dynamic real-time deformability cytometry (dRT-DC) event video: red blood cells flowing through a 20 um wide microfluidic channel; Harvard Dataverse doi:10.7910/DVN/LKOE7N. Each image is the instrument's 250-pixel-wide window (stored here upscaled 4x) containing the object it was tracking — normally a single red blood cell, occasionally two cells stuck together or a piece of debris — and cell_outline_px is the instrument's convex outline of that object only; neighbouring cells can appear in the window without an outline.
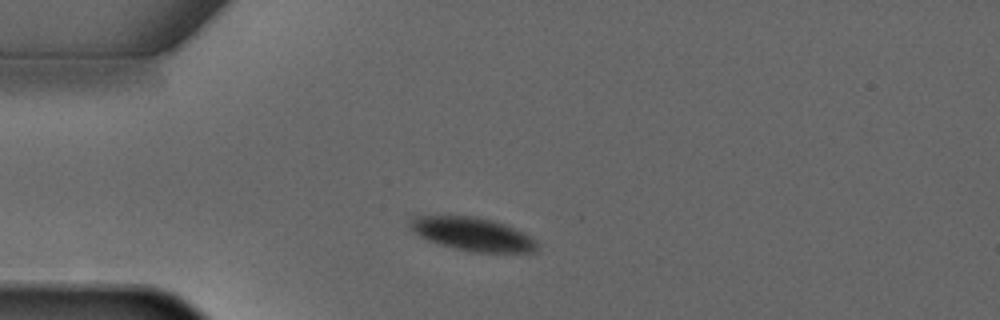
{"species": "common noctule bat (a hibernating species)", "species_latin": "Nyctalus noctula", "temperature_condition": "warm", "stored_images_in_passage": 2, "camera_frame_rate_fps": 3000, "um_per_image_px": 0.085, "animal": {"sex": "male", "forearm_length_mm": 52.5}, "frame": {"image": 1, "passage_image": 2, "time_ms": 1.0, "image_size_px": [1000, 320], "cell_outline_px": [[536, 248], [532, 252], [472, 252], [440, 244], [428, 240], [420, 236], [408, 224], [416, 216], [476, 216], [492, 220], [504, 224], [524, 232], [536, 240]], "centroid_in_image_um": [40.19, 19.89], "position_along_channel_um": 44.8, "area_um2": 24.28}}